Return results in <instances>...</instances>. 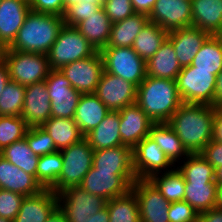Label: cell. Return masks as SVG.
<instances>
[{
  "mask_svg": "<svg viewBox=\"0 0 222 222\" xmlns=\"http://www.w3.org/2000/svg\"><path fill=\"white\" fill-rule=\"evenodd\" d=\"M216 106L182 103L168 124L190 154L200 153L212 140Z\"/></svg>",
  "mask_w": 222,
  "mask_h": 222,
  "instance_id": "1",
  "label": "cell"
},
{
  "mask_svg": "<svg viewBox=\"0 0 222 222\" xmlns=\"http://www.w3.org/2000/svg\"><path fill=\"white\" fill-rule=\"evenodd\" d=\"M64 24L60 15L30 10L12 44L6 49L47 55Z\"/></svg>",
  "mask_w": 222,
  "mask_h": 222,
  "instance_id": "2",
  "label": "cell"
},
{
  "mask_svg": "<svg viewBox=\"0 0 222 222\" xmlns=\"http://www.w3.org/2000/svg\"><path fill=\"white\" fill-rule=\"evenodd\" d=\"M182 103L176 80L146 76L137 87L136 104L154 123H168Z\"/></svg>",
  "mask_w": 222,
  "mask_h": 222,
  "instance_id": "3",
  "label": "cell"
},
{
  "mask_svg": "<svg viewBox=\"0 0 222 222\" xmlns=\"http://www.w3.org/2000/svg\"><path fill=\"white\" fill-rule=\"evenodd\" d=\"M63 167L57 182L50 188L56 194L71 186H79L93 166L94 150L83 138L61 151Z\"/></svg>",
  "mask_w": 222,
  "mask_h": 222,
  "instance_id": "4",
  "label": "cell"
},
{
  "mask_svg": "<svg viewBox=\"0 0 222 222\" xmlns=\"http://www.w3.org/2000/svg\"><path fill=\"white\" fill-rule=\"evenodd\" d=\"M96 52L76 27L64 24L47 56L50 69L60 70L65 65L88 58Z\"/></svg>",
  "mask_w": 222,
  "mask_h": 222,
  "instance_id": "5",
  "label": "cell"
},
{
  "mask_svg": "<svg viewBox=\"0 0 222 222\" xmlns=\"http://www.w3.org/2000/svg\"><path fill=\"white\" fill-rule=\"evenodd\" d=\"M2 58L10 80L24 86L44 81L51 70L46 54L3 49Z\"/></svg>",
  "mask_w": 222,
  "mask_h": 222,
  "instance_id": "6",
  "label": "cell"
},
{
  "mask_svg": "<svg viewBox=\"0 0 222 222\" xmlns=\"http://www.w3.org/2000/svg\"><path fill=\"white\" fill-rule=\"evenodd\" d=\"M100 54L104 71L138 87L147 76L146 61L132 47H104Z\"/></svg>",
  "mask_w": 222,
  "mask_h": 222,
  "instance_id": "7",
  "label": "cell"
},
{
  "mask_svg": "<svg viewBox=\"0 0 222 222\" xmlns=\"http://www.w3.org/2000/svg\"><path fill=\"white\" fill-rule=\"evenodd\" d=\"M178 94L183 103L214 106L216 75L211 71L193 70V66L182 67L176 78Z\"/></svg>",
  "mask_w": 222,
  "mask_h": 222,
  "instance_id": "8",
  "label": "cell"
},
{
  "mask_svg": "<svg viewBox=\"0 0 222 222\" xmlns=\"http://www.w3.org/2000/svg\"><path fill=\"white\" fill-rule=\"evenodd\" d=\"M57 196L58 209L68 222H88L89 216L97 214L106 205L104 198L90 194L80 186L68 187Z\"/></svg>",
  "mask_w": 222,
  "mask_h": 222,
  "instance_id": "9",
  "label": "cell"
},
{
  "mask_svg": "<svg viewBox=\"0 0 222 222\" xmlns=\"http://www.w3.org/2000/svg\"><path fill=\"white\" fill-rule=\"evenodd\" d=\"M45 83L51 103V117L73 119L82 96L60 70H50Z\"/></svg>",
  "mask_w": 222,
  "mask_h": 222,
  "instance_id": "10",
  "label": "cell"
},
{
  "mask_svg": "<svg viewBox=\"0 0 222 222\" xmlns=\"http://www.w3.org/2000/svg\"><path fill=\"white\" fill-rule=\"evenodd\" d=\"M135 181V174H113V171H97L92 166L79 186L90 194L109 201L126 194Z\"/></svg>",
  "mask_w": 222,
  "mask_h": 222,
  "instance_id": "11",
  "label": "cell"
},
{
  "mask_svg": "<svg viewBox=\"0 0 222 222\" xmlns=\"http://www.w3.org/2000/svg\"><path fill=\"white\" fill-rule=\"evenodd\" d=\"M94 94L110 111H120L137 101V87L121 77L103 71Z\"/></svg>",
  "mask_w": 222,
  "mask_h": 222,
  "instance_id": "12",
  "label": "cell"
},
{
  "mask_svg": "<svg viewBox=\"0 0 222 222\" xmlns=\"http://www.w3.org/2000/svg\"><path fill=\"white\" fill-rule=\"evenodd\" d=\"M75 90L82 94L94 93L104 71L99 51L94 55L71 62L60 69Z\"/></svg>",
  "mask_w": 222,
  "mask_h": 222,
  "instance_id": "13",
  "label": "cell"
},
{
  "mask_svg": "<svg viewBox=\"0 0 222 222\" xmlns=\"http://www.w3.org/2000/svg\"><path fill=\"white\" fill-rule=\"evenodd\" d=\"M131 189L138 200L141 222H170V202L149 180H136Z\"/></svg>",
  "mask_w": 222,
  "mask_h": 222,
  "instance_id": "14",
  "label": "cell"
},
{
  "mask_svg": "<svg viewBox=\"0 0 222 222\" xmlns=\"http://www.w3.org/2000/svg\"><path fill=\"white\" fill-rule=\"evenodd\" d=\"M173 163L150 136L133 148V168L136 180H148L151 176L171 168Z\"/></svg>",
  "mask_w": 222,
  "mask_h": 222,
  "instance_id": "15",
  "label": "cell"
},
{
  "mask_svg": "<svg viewBox=\"0 0 222 222\" xmlns=\"http://www.w3.org/2000/svg\"><path fill=\"white\" fill-rule=\"evenodd\" d=\"M148 17L167 32L191 27V0H156Z\"/></svg>",
  "mask_w": 222,
  "mask_h": 222,
  "instance_id": "16",
  "label": "cell"
},
{
  "mask_svg": "<svg viewBox=\"0 0 222 222\" xmlns=\"http://www.w3.org/2000/svg\"><path fill=\"white\" fill-rule=\"evenodd\" d=\"M21 117L28 127L41 126L51 118V103L45 80L26 86Z\"/></svg>",
  "mask_w": 222,
  "mask_h": 222,
  "instance_id": "17",
  "label": "cell"
},
{
  "mask_svg": "<svg viewBox=\"0 0 222 222\" xmlns=\"http://www.w3.org/2000/svg\"><path fill=\"white\" fill-rule=\"evenodd\" d=\"M122 145L134 148L149 132L154 122L135 103L119 111Z\"/></svg>",
  "mask_w": 222,
  "mask_h": 222,
  "instance_id": "18",
  "label": "cell"
},
{
  "mask_svg": "<svg viewBox=\"0 0 222 222\" xmlns=\"http://www.w3.org/2000/svg\"><path fill=\"white\" fill-rule=\"evenodd\" d=\"M30 11L28 0H2L0 3V46L8 48Z\"/></svg>",
  "mask_w": 222,
  "mask_h": 222,
  "instance_id": "19",
  "label": "cell"
},
{
  "mask_svg": "<svg viewBox=\"0 0 222 222\" xmlns=\"http://www.w3.org/2000/svg\"><path fill=\"white\" fill-rule=\"evenodd\" d=\"M58 208V196L51 189L25 196L13 222H46Z\"/></svg>",
  "mask_w": 222,
  "mask_h": 222,
  "instance_id": "20",
  "label": "cell"
},
{
  "mask_svg": "<svg viewBox=\"0 0 222 222\" xmlns=\"http://www.w3.org/2000/svg\"><path fill=\"white\" fill-rule=\"evenodd\" d=\"M210 36L207 31L191 26L168 32V39L172 42L176 57L181 67L189 66Z\"/></svg>",
  "mask_w": 222,
  "mask_h": 222,
  "instance_id": "21",
  "label": "cell"
},
{
  "mask_svg": "<svg viewBox=\"0 0 222 222\" xmlns=\"http://www.w3.org/2000/svg\"><path fill=\"white\" fill-rule=\"evenodd\" d=\"M0 189L33 196L44 188L33 175L24 172L0 155Z\"/></svg>",
  "mask_w": 222,
  "mask_h": 222,
  "instance_id": "22",
  "label": "cell"
},
{
  "mask_svg": "<svg viewBox=\"0 0 222 222\" xmlns=\"http://www.w3.org/2000/svg\"><path fill=\"white\" fill-rule=\"evenodd\" d=\"M93 167L97 171H113V174H135L133 149L120 145L114 148L95 150Z\"/></svg>",
  "mask_w": 222,
  "mask_h": 222,
  "instance_id": "23",
  "label": "cell"
},
{
  "mask_svg": "<svg viewBox=\"0 0 222 222\" xmlns=\"http://www.w3.org/2000/svg\"><path fill=\"white\" fill-rule=\"evenodd\" d=\"M192 26L222 35V0H191Z\"/></svg>",
  "mask_w": 222,
  "mask_h": 222,
  "instance_id": "24",
  "label": "cell"
},
{
  "mask_svg": "<svg viewBox=\"0 0 222 222\" xmlns=\"http://www.w3.org/2000/svg\"><path fill=\"white\" fill-rule=\"evenodd\" d=\"M119 111H109L96 128L87 133L84 138L93 150L114 148L122 145L120 135Z\"/></svg>",
  "mask_w": 222,
  "mask_h": 222,
  "instance_id": "25",
  "label": "cell"
},
{
  "mask_svg": "<svg viewBox=\"0 0 222 222\" xmlns=\"http://www.w3.org/2000/svg\"><path fill=\"white\" fill-rule=\"evenodd\" d=\"M182 70L172 42L166 38L160 49L146 61L147 76L176 80Z\"/></svg>",
  "mask_w": 222,
  "mask_h": 222,
  "instance_id": "26",
  "label": "cell"
},
{
  "mask_svg": "<svg viewBox=\"0 0 222 222\" xmlns=\"http://www.w3.org/2000/svg\"><path fill=\"white\" fill-rule=\"evenodd\" d=\"M109 111L94 93L82 94L73 119L85 136L103 121Z\"/></svg>",
  "mask_w": 222,
  "mask_h": 222,
  "instance_id": "27",
  "label": "cell"
},
{
  "mask_svg": "<svg viewBox=\"0 0 222 222\" xmlns=\"http://www.w3.org/2000/svg\"><path fill=\"white\" fill-rule=\"evenodd\" d=\"M112 24L102 6L95 14L81 21L76 28L89 41L92 47L100 52L109 42Z\"/></svg>",
  "mask_w": 222,
  "mask_h": 222,
  "instance_id": "28",
  "label": "cell"
},
{
  "mask_svg": "<svg viewBox=\"0 0 222 222\" xmlns=\"http://www.w3.org/2000/svg\"><path fill=\"white\" fill-rule=\"evenodd\" d=\"M148 22L147 15L134 13L124 20L113 23L106 47H132L136 36Z\"/></svg>",
  "mask_w": 222,
  "mask_h": 222,
  "instance_id": "29",
  "label": "cell"
},
{
  "mask_svg": "<svg viewBox=\"0 0 222 222\" xmlns=\"http://www.w3.org/2000/svg\"><path fill=\"white\" fill-rule=\"evenodd\" d=\"M41 127L53 139L58 151L78 143L84 138L74 119L51 117Z\"/></svg>",
  "mask_w": 222,
  "mask_h": 222,
  "instance_id": "30",
  "label": "cell"
},
{
  "mask_svg": "<svg viewBox=\"0 0 222 222\" xmlns=\"http://www.w3.org/2000/svg\"><path fill=\"white\" fill-rule=\"evenodd\" d=\"M149 136L161 147V150L173 164L176 161L178 162L180 157L185 156L183 158L186 159L190 155L168 123H154L150 129Z\"/></svg>",
  "mask_w": 222,
  "mask_h": 222,
  "instance_id": "31",
  "label": "cell"
},
{
  "mask_svg": "<svg viewBox=\"0 0 222 222\" xmlns=\"http://www.w3.org/2000/svg\"><path fill=\"white\" fill-rule=\"evenodd\" d=\"M193 70L211 71L216 76L222 70V35H210L192 60Z\"/></svg>",
  "mask_w": 222,
  "mask_h": 222,
  "instance_id": "32",
  "label": "cell"
},
{
  "mask_svg": "<svg viewBox=\"0 0 222 222\" xmlns=\"http://www.w3.org/2000/svg\"><path fill=\"white\" fill-rule=\"evenodd\" d=\"M168 32L158 24L148 22L136 36L132 49L145 61L151 58L159 49Z\"/></svg>",
  "mask_w": 222,
  "mask_h": 222,
  "instance_id": "33",
  "label": "cell"
},
{
  "mask_svg": "<svg viewBox=\"0 0 222 222\" xmlns=\"http://www.w3.org/2000/svg\"><path fill=\"white\" fill-rule=\"evenodd\" d=\"M217 183L185 182L184 201L192 206L199 214L215 206Z\"/></svg>",
  "mask_w": 222,
  "mask_h": 222,
  "instance_id": "34",
  "label": "cell"
},
{
  "mask_svg": "<svg viewBox=\"0 0 222 222\" xmlns=\"http://www.w3.org/2000/svg\"><path fill=\"white\" fill-rule=\"evenodd\" d=\"M163 175L159 173L151 176L148 180L170 202L184 201L185 179L183 174L176 169H167Z\"/></svg>",
  "mask_w": 222,
  "mask_h": 222,
  "instance_id": "35",
  "label": "cell"
},
{
  "mask_svg": "<svg viewBox=\"0 0 222 222\" xmlns=\"http://www.w3.org/2000/svg\"><path fill=\"white\" fill-rule=\"evenodd\" d=\"M105 206L110 222H141L138 200L132 189L124 195L106 201Z\"/></svg>",
  "mask_w": 222,
  "mask_h": 222,
  "instance_id": "36",
  "label": "cell"
},
{
  "mask_svg": "<svg viewBox=\"0 0 222 222\" xmlns=\"http://www.w3.org/2000/svg\"><path fill=\"white\" fill-rule=\"evenodd\" d=\"M0 155L16 167L36 178L39 156L33 153L25 138L3 148L0 151Z\"/></svg>",
  "mask_w": 222,
  "mask_h": 222,
  "instance_id": "37",
  "label": "cell"
},
{
  "mask_svg": "<svg viewBox=\"0 0 222 222\" xmlns=\"http://www.w3.org/2000/svg\"><path fill=\"white\" fill-rule=\"evenodd\" d=\"M183 165L177 167L183 174L185 182L215 181V168L200 153L190 154Z\"/></svg>",
  "mask_w": 222,
  "mask_h": 222,
  "instance_id": "38",
  "label": "cell"
},
{
  "mask_svg": "<svg viewBox=\"0 0 222 222\" xmlns=\"http://www.w3.org/2000/svg\"><path fill=\"white\" fill-rule=\"evenodd\" d=\"M63 161L60 151L39 156L36 180L44 189H50L58 180Z\"/></svg>",
  "mask_w": 222,
  "mask_h": 222,
  "instance_id": "39",
  "label": "cell"
},
{
  "mask_svg": "<svg viewBox=\"0 0 222 222\" xmlns=\"http://www.w3.org/2000/svg\"><path fill=\"white\" fill-rule=\"evenodd\" d=\"M26 86L9 80L0 95V116H21Z\"/></svg>",
  "mask_w": 222,
  "mask_h": 222,
  "instance_id": "40",
  "label": "cell"
},
{
  "mask_svg": "<svg viewBox=\"0 0 222 222\" xmlns=\"http://www.w3.org/2000/svg\"><path fill=\"white\" fill-rule=\"evenodd\" d=\"M28 128L21 116H0V151L23 139Z\"/></svg>",
  "mask_w": 222,
  "mask_h": 222,
  "instance_id": "41",
  "label": "cell"
},
{
  "mask_svg": "<svg viewBox=\"0 0 222 222\" xmlns=\"http://www.w3.org/2000/svg\"><path fill=\"white\" fill-rule=\"evenodd\" d=\"M24 138L35 155L42 156L58 151L53 139L41 126L29 127Z\"/></svg>",
  "mask_w": 222,
  "mask_h": 222,
  "instance_id": "42",
  "label": "cell"
},
{
  "mask_svg": "<svg viewBox=\"0 0 222 222\" xmlns=\"http://www.w3.org/2000/svg\"><path fill=\"white\" fill-rule=\"evenodd\" d=\"M102 7V4H93L92 2L80 1L77 4L68 6L63 17L65 25L76 27L81 21L88 19L90 15Z\"/></svg>",
  "mask_w": 222,
  "mask_h": 222,
  "instance_id": "43",
  "label": "cell"
},
{
  "mask_svg": "<svg viewBox=\"0 0 222 222\" xmlns=\"http://www.w3.org/2000/svg\"><path fill=\"white\" fill-rule=\"evenodd\" d=\"M24 198V195L0 189V217L13 221Z\"/></svg>",
  "mask_w": 222,
  "mask_h": 222,
  "instance_id": "44",
  "label": "cell"
},
{
  "mask_svg": "<svg viewBox=\"0 0 222 222\" xmlns=\"http://www.w3.org/2000/svg\"><path fill=\"white\" fill-rule=\"evenodd\" d=\"M102 6L112 23L124 20L135 13L130 0H103Z\"/></svg>",
  "mask_w": 222,
  "mask_h": 222,
  "instance_id": "45",
  "label": "cell"
},
{
  "mask_svg": "<svg viewBox=\"0 0 222 222\" xmlns=\"http://www.w3.org/2000/svg\"><path fill=\"white\" fill-rule=\"evenodd\" d=\"M168 217L170 222H198V213L185 201L170 203Z\"/></svg>",
  "mask_w": 222,
  "mask_h": 222,
  "instance_id": "46",
  "label": "cell"
},
{
  "mask_svg": "<svg viewBox=\"0 0 222 222\" xmlns=\"http://www.w3.org/2000/svg\"><path fill=\"white\" fill-rule=\"evenodd\" d=\"M30 10L50 13L63 16L64 15V3L63 0H28Z\"/></svg>",
  "mask_w": 222,
  "mask_h": 222,
  "instance_id": "47",
  "label": "cell"
},
{
  "mask_svg": "<svg viewBox=\"0 0 222 222\" xmlns=\"http://www.w3.org/2000/svg\"><path fill=\"white\" fill-rule=\"evenodd\" d=\"M214 168L222 166V143L211 140L200 152Z\"/></svg>",
  "mask_w": 222,
  "mask_h": 222,
  "instance_id": "48",
  "label": "cell"
},
{
  "mask_svg": "<svg viewBox=\"0 0 222 222\" xmlns=\"http://www.w3.org/2000/svg\"><path fill=\"white\" fill-rule=\"evenodd\" d=\"M135 13H142L147 16L151 13L156 0H130Z\"/></svg>",
  "mask_w": 222,
  "mask_h": 222,
  "instance_id": "49",
  "label": "cell"
},
{
  "mask_svg": "<svg viewBox=\"0 0 222 222\" xmlns=\"http://www.w3.org/2000/svg\"><path fill=\"white\" fill-rule=\"evenodd\" d=\"M212 140L222 143V113L217 108L214 112Z\"/></svg>",
  "mask_w": 222,
  "mask_h": 222,
  "instance_id": "50",
  "label": "cell"
},
{
  "mask_svg": "<svg viewBox=\"0 0 222 222\" xmlns=\"http://www.w3.org/2000/svg\"><path fill=\"white\" fill-rule=\"evenodd\" d=\"M198 222H222V210L212 208L198 214Z\"/></svg>",
  "mask_w": 222,
  "mask_h": 222,
  "instance_id": "51",
  "label": "cell"
},
{
  "mask_svg": "<svg viewBox=\"0 0 222 222\" xmlns=\"http://www.w3.org/2000/svg\"><path fill=\"white\" fill-rule=\"evenodd\" d=\"M10 77H9V72L7 65L3 58L0 59V95L5 88L6 84L9 82Z\"/></svg>",
  "mask_w": 222,
  "mask_h": 222,
  "instance_id": "52",
  "label": "cell"
},
{
  "mask_svg": "<svg viewBox=\"0 0 222 222\" xmlns=\"http://www.w3.org/2000/svg\"><path fill=\"white\" fill-rule=\"evenodd\" d=\"M220 102H222V70L216 76L214 106H217Z\"/></svg>",
  "mask_w": 222,
  "mask_h": 222,
  "instance_id": "53",
  "label": "cell"
},
{
  "mask_svg": "<svg viewBox=\"0 0 222 222\" xmlns=\"http://www.w3.org/2000/svg\"><path fill=\"white\" fill-rule=\"evenodd\" d=\"M109 212L107 210V207L105 206L101 211H99L95 215L89 216L88 222H110L109 220Z\"/></svg>",
  "mask_w": 222,
  "mask_h": 222,
  "instance_id": "54",
  "label": "cell"
},
{
  "mask_svg": "<svg viewBox=\"0 0 222 222\" xmlns=\"http://www.w3.org/2000/svg\"><path fill=\"white\" fill-rule=\"evenodd\" d=\"M46 222H68L62 212L57 208Z\"/></svg>",
  "mask_w": 222,
  "mask_h": 222,
  "instance_id": "55",
  "label": "cell"
},
{
  "mask_svg": "<svg viewBox=\"0 0 222 222\" xmlns=\"http://www.w3.org/2000/svg\"><path fill=\"white\" fill-rule=\"evenodd\" d=\"M80 1L92 2L93 4H102L103 3V0H63L64 9H66L70 5L77 4Z\"/></svg>",
  "mask_w": 222,
  "mask_h": 222,
  "instance_id": "56",
  "label": "cell"
},
{
  "mask_svg": "<svg viewBox=\"0 0 222 222\" xmlns=\"http://www.w3.org/2000/svg\"><path fill=\"white\" fill-rule=\"evenodd\" d=\"M214 208L222 210V185L217 187L216 201Z\"/></svg>",
  "mask_w": 222,
  "mask_h": 222,
  "instance_id": "57",
  "label": "cell"
},
{
  "mask_svg": "<svg viewBox=\"0 0 222 222\" xmlns=\"http://www.w3.org/2000/svg\"><path fill=\"white\" fill-rule=\"evenodd\" d=\"M215 182L217 185H222V166L215 168Z\"/></svg>",
  "mask_w": 222,
  "mask_h": 222,
  "instance_id": "58",
  "label": "cell"
},
{
  "mask_svg": "<svg viewBox=\"0 0 222 222\" xmlns=\"http://www.w3.org/2000/svg\"><path fill=\"white\" fill-rule=\"evenodd\" d=\"M216 107L222 113V102H220Z\"/></svg>",
  "mask_w": 222,
  "mask_h": 222,
  "instance_id": "59",
  "label": "cell"
},
{
  "mask_svg": "<svg viewBox=\"0 0 222 222\" xmlns=\"http://www.w3.org/2000/svg\"><path fill=\"white\" fill-rule=\"evenodd\" d=\"M0 222H13V221L0 217Z\"/></svg>",
  "mask_w": 222,
  "mask_h": 222,
  "instance_id": "60",
  "label": "cell"
},
{
  "mask_svg": "<svg viewBox=\"0 0 222 222\" xmlns=\"http://www.w3.org/2000/svg\"><path fill=\"white\" fill-rule=\"evenodd\" d=\"M3 48L0 46V59L2 58Z\"/></svg>",
  "mask_w": 222,
  "mask_h": 222,
  "instance_id": "61",
  "label": "cell"
}]
</instances>
